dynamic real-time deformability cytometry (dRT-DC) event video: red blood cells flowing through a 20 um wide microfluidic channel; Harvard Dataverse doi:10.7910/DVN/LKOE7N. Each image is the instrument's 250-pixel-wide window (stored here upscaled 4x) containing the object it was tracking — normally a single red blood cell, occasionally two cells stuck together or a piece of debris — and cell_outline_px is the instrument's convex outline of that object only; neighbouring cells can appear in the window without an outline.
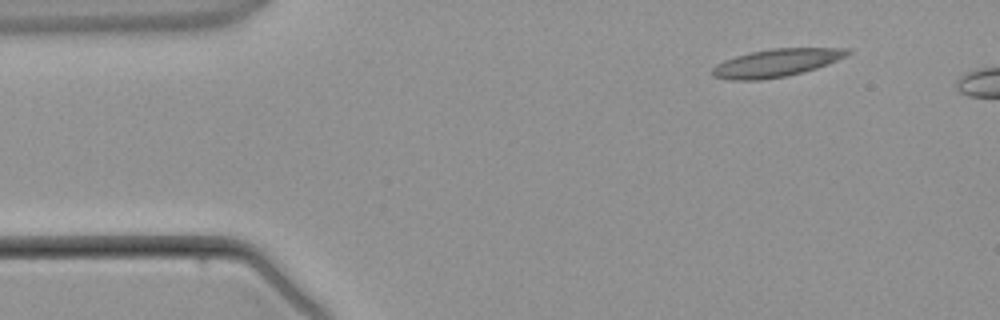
{"species": "common noctule bat (a hibernating species)", "species_latin": "Nyctalus noctula", "temperature_condition": "warm", "stored_images_in_passage": 2, "camera_frame_rate_fps": 3000, "um_per_image_px": 0.085, "animal": {"sex": "male", "body_mass_g": 21.5, "forearm_length_mm": 52.0}, "frame": {"image": 1, "passage_image": 1, "time_ms": 0.0, "image_size_px": [1000, 320], "cell_outline_px": [[852, 52], [828, 64], [816, 68], [784, 76], [760, 80], [728, 80], [712, 76], [712, 68], [716, 64], [724, 60], [748, 52], [772, 48], [848, 48]], "centroid_in_image_um": [65.93, 5.34], "position_along_channel_um": 19.1, "area_um2": 21.79}}